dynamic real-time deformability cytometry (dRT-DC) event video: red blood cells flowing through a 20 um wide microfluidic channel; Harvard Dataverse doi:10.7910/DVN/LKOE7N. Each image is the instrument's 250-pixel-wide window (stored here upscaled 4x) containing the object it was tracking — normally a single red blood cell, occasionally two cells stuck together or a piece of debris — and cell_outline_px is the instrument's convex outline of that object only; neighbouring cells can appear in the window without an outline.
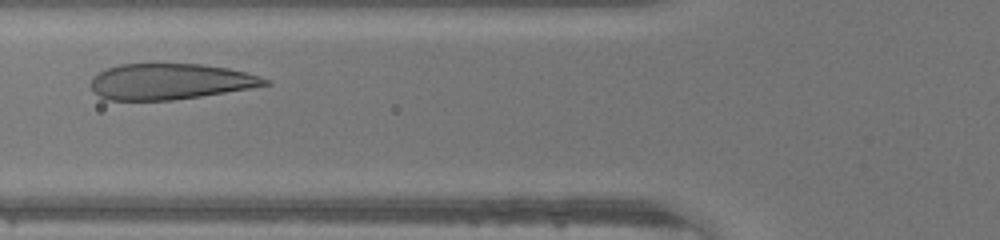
{"species": "human", "species_latin": "Homo sapiens", "temperature_condition": "warm", "stored_images_in_passage": 27, "camera_frame_rate_fps": 3000, "um_per_image_px": 0.085, "donor": {"sex": "male"}, "frame": {"image": 1, "passage_image": 8, "time_ms": 2.333, "image_size_px": [1000, 240], "cell_outline_px": [[272, 84], [252, 88], [200, 96], [172, 100], [104, 100], [92, 88], [92, 76], [108, 68], [120, 64], [200, 64], [228, 68], [244, 72], [272, 80]], "centroid_in_image_um": [14.49, 6.93], "position_along_channel_um": 111.3, "area_um2": 36.24}}
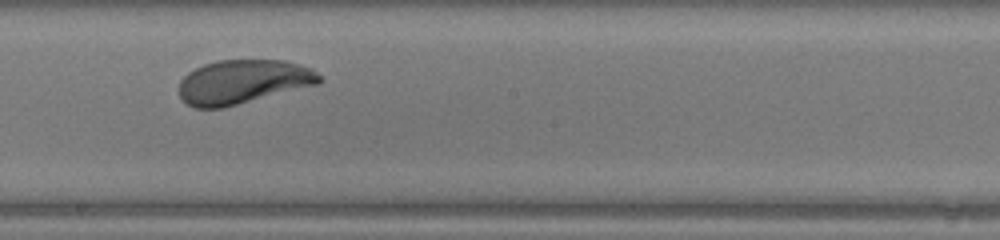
{"frame": {"image": 2, "passage_image": 16, "time_ms": 5.0, "image_size_px": [1000, 240], "cell_outline_px": [[324, 80], [320, 84], [224, 108], [192, 108], [180, 96], [180, 80], [188, 72], [204, 64], [216, 60], [284, 60], [300, 64], [312, 68]], "centroid_in_image_um": [20.69, 6.96], "position_along_channel_um": 227.5, "area_um2": 36.36}}
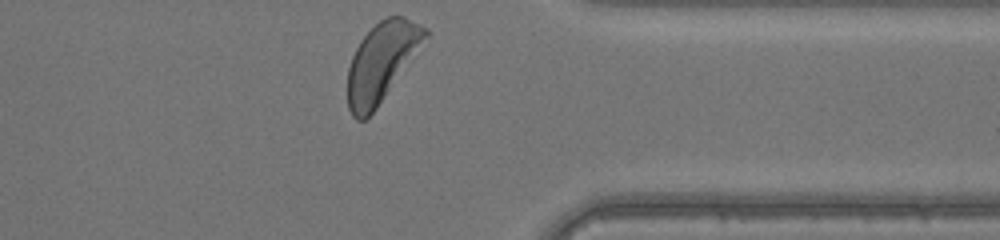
{"frame": {"image": 3, "passage_image": 27, "time_ms": 8.667, "image_size_px": [1000, 240], "cell_outline_px": [[428, 36], [376, 108], [364, 120], [356, 120], [352, 116], [348, 108], [348, 68], [352, 56], [360, 40], [380, 20], [388, 16], [404, 16], [420, 24], [428, 32]], "centroid_in_image_um": [32.4, 5.27], "position_along_channel_um": 379.0, "area_um2": 34.8}}